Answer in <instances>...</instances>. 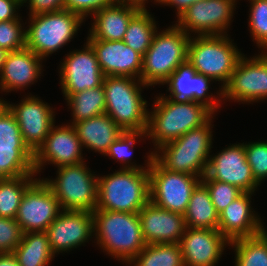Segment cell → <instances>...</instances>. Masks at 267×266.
<instances>
[{
	"label": "cell",
	"instance_id": "2",
	"mask_svg": "<svg viewBox=\"0 0 267 266\" xmlns=\"http://www.w3.org/2000/svg\"><path fill=\"white\" fill-rule=\"evenodd\" d=\"M94 237L107 254L129 263L146 246L138 213L95 209Z\"/></svg>",
	"mask_w": 267,
	"mask_h": 266
},
{
	"label": "cell",
	"instance_id": "18",
	"mask_svg": "<svg viewBox=\"0 0 267 266\" xmlns=\"http://www.w3.org/2000/svg\"><path fill=\"white\" fill-rule=\"evenodd\" d=\"M205 175L211 180L235 185L243 192L254 193L259 186L247 162L244 142L230 144L216 155H210Z\"/></svg>",
	"mask_w": 267,
	"mask_h": 266
},
{
	"label": "cell",
	"instance_id": "3",
	"mask_svg": "<svg viewBox=\"0 0 267 266\" xmlns=\"http://www.w3.org/2000/svg\"><path fill=\"white\" fill-rule=\"evenodd\" d=\"M212 116L201 127L163 144L154 151V158L166 169L203 177L212 148ZM158 150V151H157Z\"/></svg>",
	"mask_w": 267,
	"mask_h": 266
},
{
	"label": "cell",
	"instance_id": "9",
	"mask_svg": "<svg viewBox=\"0 0 267 266\" xmlns=\"http://www.w3.org/2000/svg\"><path fill=\"white\" fill-rule=\"evenodd\" d=\"M57 169L56 179L44 178L43 181L53 191L61 210L94 212L98 199V175L89 170L85 161Z\"/></svg>",
	"mask_w": 267,
	"mask_h": 266
},
{
	"label": "cell",
	"instance_id": "32",
	"mask_svg": "<svg viewBox=\"0 0 267 266\" xmlns=\"http://www.w3.org/2000/svg\"><path fill=\"white\" fill-rule=\"evenodd\" d=\"M134 266H184L179 243L146 244L129 263Z\"/></svg>",
	"mask_w": 267,
	"mask_h": 266
},
{
	"label": "cell",
	"instance_id": "28",
	"mask_svg": "<svg viewBox=\"0 0 267 266\" xmlns=\"http://www.w3.org/2000/svg\"><path fill=\"white\" fill-rule=\"evenodd\" d=\"M13 254L19 266H49L55 256L46 232L41 231L23 233Z\"/></svg>",
	"mask_w": 267,
	"mask_h": 266
},
{
	"label": "cell",
	"instance_id": "17",
	"mask_svg": "<svg viewBox=\"0 0 267 266\" xmlns=\"http://www.w3.org/2000/svg\"><path fill=\"white\" fill-rule=\"evenodd\" d=\"M45 232L55 255L78 248L94 236L93 213L86 210H61Z\"/></svg>",
	"mask_w": 267,
	"mask_h": 266
},
{
	"label": "cell",
	"instance_id": "30",
	"mask_svg": "<svg viewBox=\"0 0 267 266\" xmlns=\"http://www.w3.org/2000/svg\"><path fill=\"white\" fill-rule=\"evenodd\" d=\"M146 8H141L129 21L123 41L127 46L145 55L151 46L153 37L157 32L154 16Z\"/></svg>",
	"mask_w": 267,
	"mask_h": 266
},
{
	"label": "cell",
	"instance_id": "5",
	"mask_svg": "<svg viewBox=\"0 0 267 266\" xmlns=\"http://www.w3.org/2000/svg\"><path fill=\"white\" fill-rule=\"evenodd\" d=\"M150 201L149 169H120L98 176L96 209L138 213Z\"/></svg>",
	"mask_w": 267,
	"mask_h": 266
},
{
	"label": "cell",
	"instance_id": "29",
	"mask_svg": "<svg viewBox=\"0 0 267 266\" xmlns=\"http://www.w3.org/2000/svg\"><path fill=\"white\" fill-rule=\"evenodd\" d=\"M72 110V125L106 112L105 90L103 85L72 94L65 98Z\"/></svg>",
	"mask_w": 267,
	"mask_h": 266
},
{
	"label": "cell",
	"instance_id": "20",
	"mask_svg": "<svg viewBox=\"0 0 267 266\" xmlns=\"http://www.w3.org/2000/svg\"><path fill=\"white\" fill-rule=\"evenodd\" d=\"M209 77L196 73L193 67L188 63L180 65L176 71L163 83L167 84L170 94L166 97L175 100H188L204 104L214 115L221 107L222 89L219 88L217 95H209L210 82Z\"/></svg>",
	"mask_w": 267,
	"mask_h": 266
},
{
	"label": "cell",
	"instance_id": "22",
	"mask_svg": "<svg viewBox=\"0 0 267 266\" xmlns=\"http://www.w3.org/2000/svg\"><path fill=\"white\" fill-rule=\"evenodd\" d=\"M138 215L146 244L180 243L186 229L183 214L165 210L149 201Z\"/></svg>",
	"mask_w": 267,
	"mask_h": 266
},
{
	"label": "cell",
	"instance_id": "15",
	"mask_svg": "<svg viewBox=\"0 0 267 266\" xmlns=\"http://www.w3.org/2000/svg\"><path fill=\"white\" fill-rule=\"evenodd\" d=\"M14 115L24 143L34 153L44 142L55 123V112L39 97L27 95L19 104H10L1 100Z\"/></svg>",
	"mask_w": 267,
	"mask_h": 266
},
{
	"label": "cell",
	"instance_id": "35",
	"mask_svg": "<svg viewBox=\"0 0 267 266\" xmlns=\"http://www.w3.org/2000/svg\"><path fill=\"white\" fill-rule=\"evenodd\" d=\"M147 137L146 132L142 131H124L110 146L108 151L105 153L106 156L113 158L114 160L121 161L123 163L122 169H136L145 170L149 169L151 162L154 158V151H151L147 155V164L144 166L137 165L131 162V155L133 154V148L138 138ZM137 140V141H136ZM130 163V164H129Z\"/></svg>",
	"mask_w": 267,
	"mask_h": 266
},
{
	"label": "cell",
	"instance_id": "47",
	"mask_svg": "<svg viewBox=\"0 0 267 266\" xmlns=\"http://www.w3.org/2000/svg\"><path fill=\"white\" fill-rule=\"evenodd\" d=\"M117 1L136 4L140 6L141 8H146V1L148 0H117Z\"/></svg>",
	"mask_w": 267,
	"mask_h": 266
},
{
	"label": "cell",
	"instance_id": "49",
	"mask_svg": "<svg viewBox=\"0 0 267 266\" xmlns=\"http://www.w3.org/2000/svg\"><path fill=\"white\" fill-rule=\"evenodd\" d=\"M261 233L265 236V238L267 239V230L266 228L264 227V225L262 224V230H261Z\"/></svg>",
	"mask_w": 267,
	"mask_h": 266
},
{
	"label": "cell",
	"instance_id": "7",
	"mask_svg": "<svg viewBox=\"0 0 267 266\" xmlns=\"http://www.w3.org/2000/svg\"><path fill=\"white\" fill-rule=\"evenodd\" d=\"M194 37V38H193ZM228 34L192 36L188 43L187 62L196 73L221 81L223 89L230 81L237 62L243 55Z\"/></svg>",
	"mask_w": 267,
	"mask_h": 266
},
{
	"label": "cell",
	"instance_id": "13",
	"mask_svg": "<svg viewBox=\"0 0 267 266\" xmlns=\"http://www.w3.org/2000/svg\"><path fill=\"white\" fill-rule=\"evenodd\" d=\"M82 50L67 54L60 66V86L65 98L77 92L103 85L104 74L100 69L96 53L86 40Z\"/></svg>",
	"mask_w": 267,
	"mask_h": 266
},
{
	"label": "cell",
	"instance_id": "19",
	"mask_svg": "<svg viewBox=\"0 0 267 266\" xmlns=\"http://www.w3.org/2000/svg\"><path fill=\"white\" fill-rule=\"evenodd\" d=\"M179 244L184 266H216L230 242L218 229L186 228Z\"/></svg>",
	"mask_w": 267,
	"mask_h": 266
},
{
	"label": "cell",
	"instance_id": "8",
	"mask_svg": "<svg viewBox=\"0 0 267 266\" xmlns=\"http://www.w3.org/2000/svg\"><path fill=\"white\" fill-rule=\"evenodd\" d=\"M28 22L29 27L25 32L26 48L45 60L74 38L84 18L63 9L29 16Z\"/></svg>",
	"mask_w": 267,
	"mask_h": 266
},
{
	"label": "cell",
	"instance_id": "4",
	"mask_svg": "<svg viewBox=\"0 0 267 266\" xmlns=\"http://www.w3.org/2000/svg\"><path fill=\"white\" fill-rule=\"evenodd\" d=\"M106 114L123 131L146 132L148 124L147 101L142 98V88L149 87L140 79L105 76ZM142 87V88H141Z\"/></svg>",
	"mask_w": 267,
	"mask_h": 266
},
{
	"label": "cell",
	"instance_id": "26",
	"mask_svg": "<svg viewBox=\"0 0 267 266\" xmlns=\"http://www.w3.org/2000/svg\"><path fill=\"white\" fill-rule=\"evenodd\" d=\"M82 146L105 156L109 146L124 132L106 113L73 124Z\"/></svg>",
	"mask_w": 267,
	"mask_h": 266
},
{
	"label": "cell",
	"instance_id": "43",
	"mask_svg": "<svg viewBox=\"0 0 267 266\" xmlns=\"http://www.w3.org/2000/svg\"><path fill=\"white\" fill-rule=\"evenodd\" d=\"M65 0H22L29 4V16L56 12L64 9Z\"/></svg>",
	"mask_w": 267,
	"mask_h": 266
},
{
	"label": "cell",
	"instance_id": "41",
	"mask_svg": "<svg viewBox=\"0 0 267 266\" xmlns=\"http://www.w3.org/2000/svg\"><path fill=\"white\" fill-rule=\"evenodd\" d=\"M22 234L15 219L0 217V253H13L21 242Z\"/></svg>",
	"mask_w": 267,
	"mask_h": 266
},
{
	"label": "cell",
	"instance_id": "1",
	"mask_svg": "<svg viewBox=\"0 0 267 266\" xmlns=\"http://www.w3.org/2000/svg\"><path fill=\"white\" fill-rule=\"evenodd\" d=\"M153 106L154 109L148 112L146 136L155 149L201 127L214 114L202 103L175 100L162 94L156 97Z\"/></svg>",
	"mask_w": 267,
	"mask_h": 266
},
{
	"label": "cell",
	"instance_id": "50",
	"mask_svg": "<svg viewBox=\"0 0 267 266\" xmlns=\"http://www.w3.org/2000/svg\"><path fill=\"white\" fill-rule=\"evenodd\" d=\"M265 49V50H264ZM261 52L267 58V46ZM266 51V52H265Z\"/></svg>",
	"mask_w": 267,
	"mask_h": 266
},
{
	"label": "cell",
	"instance_id": "11",
	"mask_svg": "<svg viewBox=\"0 0 267 266\" xmlns=\"http://www.w3.org/2000/svg\"><path fill=\"white\" fill-rule=\"evenodd\" d=\"M223 100L249 103L267 98V58L260 55L247 58L243 54L222 89ZM251 102V103H250Z\"/></svg>",
	"mask_w": 267,
	"mask_h": 266
},
{
	"label": "cell",
	"instance_id": "42",
	"mask_svg": "<svg viewBox=\"0 0 267 266\" xmlns=\"http://www.w3.org/2000/svg\"><path fill=\"white\" fill-rule=\"evenodd\" d=\"M116 0H65L64 9L79 14L84 19L100 9L111 5Z\"/></svg>",
	"mask_w": 267,
	"mask_h": 266
},
{
	"label": "cell",
	"instance_id": "44",
	"mask_svg": "<svg viewBox=\"0 0 267 266\" xmlns=\"http://www.w3.org/2000/svg\"><path fill=\"white\" fill-rule=\"evenodd\" d=\"M21 6H23L22 0H0V21L16 20L20 18L17 10Z\"/></svg>",
	"mask_w": 267,
	"mask_h": 266
},
{
	"label": "cell",
	"instance_id": "33",
	"mask_svg": "<svg viewBox=\"0 0 267 266\" xmlns=\"http://www.w3.org/2000/svg\"><path fill=\"white\" fill-rule=\"evenodd\" d=\"M34 176L0 179V217L16 218L25 191L38 179Z\"/></svg>",
	"mask_w": 267,
	"mask_h": 266
},
{
	"label": "cell",
	"instance_id": "27",
	"mask_svg": "<svg viewBox=\"0 0 267 266\" xmlns=\"http://www.w3.org/2000/svg\"><path fill=\"white\" fill-rule=\"evenodd\" d=\"M184 218L186 228L218 229L219 213L201 182L192 191Z\"/></svg>",
	"mask_w": 267,
	"mask_h": 266
},
{
	"label": "cell",
	"instance_id": "38",
	"mask_svg": "<svg viewBox=\"0 0 267 266\" xmlns=\"http://www.w3.org/2000/svg\"><path fill=\"white\" fill-rule=\"evenodd\" d=\"M21 20L0 21V48L11 52L26 47V28H22Z\"/></svg>",
	"mask_w": 267,
	"mask_h": 266
},
{
	"label": "cell",
	"instance_id": "31",
	"mask_svg": "<svg viewBox=\"0 0 267 266\" xmlns=\"http://www.w3.org/2000/svg\"><path fill=\"white\" fill-rule=\"evenodd\" d=\"M37 175L28 146H0V179Z\"/></svg>",
	"mask_w": 267,
	"mask_h": 266
},
{
	"label": "cell",
	"instance_id": "23",
	"mask_svg": "<svg viewBox=\"0 0 267 266\" xmlns=\"http://www.w3.org/2000/svg\"><path fill=\"white\" fill-rule=\"evenodd\" d=\"M252 194L243 192L219 213L218 230L229 242L261 233L263 222L251 207Z\"/></svg>",
	"mask_w": 267,
	"mask_h": 266
},
{
	"label": "cell",
	"instance_id": "14",
	"mask_svg": "<svg viewBox=\"0 0 267 266\" xmlns=\"http://www.w3.org/2000/svg\"><path fill=\"white\" fill-rule=\"evenodd\" d=\"M60 211L53 191L39 178L25 191L15 220L23 233L45 232Z\"/></svg>",
	"mask_w": 267,
	"mask_h": 266
},
{
	"label": "cell",
	"instance_id": "34",
	"mask_svg": "<svg viewBox=\"0 0 267 266\" xmlns=\"http://www.w3.org/2000/svg\"><path fill=\"white\" fill-rule=\"evenodd\" d=\"M235 249V266H267V239L260 233L230 242Z\"/></svg>",
	"mask_w": 267,
	"mask_h": 266
},
{
	"label": "cell",
	"instance_id": "12",
	"mask_svg": "<svg viewBox=\"0 0 267 266\" xmlns=\"http://www.w3.org/2000/svg\"><path fill=\"white\" fill-rule=\"evenodd\" d=\"M236 0H202L190 6L176 21L188 35L227 34ZM191 33H190V32Z\"/></svg>",
	"mask_w": 267,
	"mask_h": 266
},
{
	"label": "cell",
	"instance_id": "24",
	"mask_svg": "<svg viewBox=\"0 0 267 266\" xmlns=\"http://www.w3.org/2000/svg\"><path fill=\"white\" fill-rule=\"evenodd\" d=\"M42 60L26 47L8 52L0 72L1 92H17L34 84L43 72Z\"/></svg>",
	"mask_w": 267,
	"mask_h": 266
},
{
	"label": "cell",
	"instance_id": "6",
	"mask_svg": "<svg viewBox=\"0 0 267 266\" xmlns=\"http://www.w3.org/2000/svg\"><path fill=\"white\" fill-rule=\"evenodd\" d=\"M190 38L176 24L157 31L143 56L140 80L147 86L163 85L180 65L187 62Z\"/></svg>",
	"mask_w": 267,
	"mask_h": 266
},
{
	"label": "cell",
	"instance_id": "36",
	"mask_svg": "<svg viewBox=\"0 0 267 266\" xmlns=\"http://www.w3.org/2000/svg\"><path fill=\"white\" fill-rule=\"evenodd\" d=\"M249 2L251 3L249 31L257 47L264 49L267 46V0H249Z\"/></svg>",
	"mask_w": 267,
	"mask_h": 266
},
{
	"label": "cell",
	"instance_id": "25",
	"mask_svg": "<svg viewBox=\"0 0 267 266\" xmlns=\"http://www.w3.org/2000/svg\"><path fill=\"white\" fill-rule=\"evenodd\" d=\"M141 9L131 3L115 1L93 14L87 39L122 41L131 18Z\"/></svg>",
	"mask_w": 267,
	"mask_h": 266
},
{
	"label": "cell",
	"instance_id": "39",
	"mask_svg": "<svg viewBox=\"0 0 267 266\" xmlns=\"http://www.w3.org/2000/svg\"><path fill=\"white\" fill-rule=\"evenodd\" d=\"M248 164L255 181L261 185L267 179V141L244 144Z\"/></svg>",
	"mask_w": 267,
	"mask_h": 266
},
{
	"label": "cell",
	"instance_id": "37",
	"mask_svg": "<svg viewBox=\"0 0 267 266\" xmlns=\"http://www.w3.org/2000/svg\"><path fill=\"white\" fill-rule=\"evenodd\" d=\"M201 183L207 188L216 211L220 213L243 191L237 186L209 179L206 175L201 178Z\"/></svg>",
	"mask_w": 267,
	"mask_h": 266
},
{
	"label": "cell",
	"instance_id": "40",
	"mask_svg": "<svg viewBox=\"0 0 267 266\" xmlns=\"http://www.w3.org/2000/svg\"><path fill=\"white\" fill-rule=\"evenodd\" d=\"M0 146H27L14 115L3 102H0Z\"/></svg>",
	"mask_w": 267,
	"mask_h": 266
},
{
	"label": "cell",
	"instance_id": "21",
	"mask_svg": "<svg viewBox=\"0 0 267 266\" xmlns=\"http://www.w3.org/2000/svg\"><path fill=\"white\" fill-rule=\"evenodd\" d=\"M104 76L140 79L143 56L122 41L87 39Z\"/></svg>",
	"mask_w": 267,
	"mask_h": 266
},
{
	"label": "cell",
	"instance_id": "10",
	"mask_svg": "<svg viewBox=\"0 0 267 266\" xmlns=\"http://www.w3.org/2000/svg\"><path fill=\"white\" fill-rule=\"evenodd\" d=\"M201 177L170 171L153 158L149 168L150 201L171 212L184 215L192 191Z\"/></svg>",
	"mask_w": 267,
	"mask_h": 266
},
{
	"label": "cell",
	"instance_id": "46",
	"mask_svg": "<svg viewBox=\"0 0 267 266\" xmlns=\"http://www.w3.org/2000/svg\"><path fill=\"white\" fill-rule=\"evenodd\" d=\"M0 266H19L13 253H0Z\"/></svg>",
	"mask_w": 267,
	"mask_h": 266
},
{
	"label": "cell",
	"instance_id": "48",
	"mask_svg": "<svg viewBox=\"0 0 267 266\" xmlns=\"http://www.w3.org/2000/svg\"><path fill=\"white\" fill-rule=\"evenodd\" d=\"M7 53L8 52L6 50H4L3 48H0V72H1Z\"/></svg>",
	"mask_w": 267,
	"mask_h": 266
},
{
	"label": "cell",
	"instance_id": "45",
	"mask_svg": "<svg viewBox=\"0 0 267 266\" xmlns=\"http://www.w3.org/2000/svg\"><path fill=\"white\" fill-rule=\"evenodd\" d=\"M199 1L202 0H154V2L158 4L175 7L177 10V19H179L190 6Z\"/></svg>",
	"mask_w": 267,
	"mask_h": 266
},
{
	"label": "cell",
	"instance_id": "16",
	"mask_svg": "<svg viewBox=\"0 0 267 266\" xmlns=\"http://www.w3.org/2000/svg\"><path fill=\"white\" fill-rule=\"evenodd\" d=\"M82 149L84 148L72 124L61 127L54 124L44 142L33 153L35 173H40L45 163L59 167L84 162Z\"/></svg>",
	"mask_w": 267,
	"mask_h": 266
}]
</instances>
